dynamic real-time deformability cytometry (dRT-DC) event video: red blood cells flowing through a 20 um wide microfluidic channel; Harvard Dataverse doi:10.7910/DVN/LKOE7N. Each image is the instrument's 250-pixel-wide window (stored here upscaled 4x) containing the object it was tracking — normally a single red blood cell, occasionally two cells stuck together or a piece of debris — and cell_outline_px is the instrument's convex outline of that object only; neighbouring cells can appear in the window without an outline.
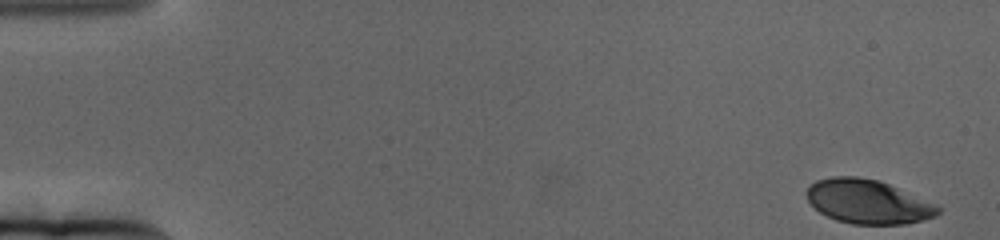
{"species": "human", "species_latin": "Homo sapiens", "temperature_condition": "cold", "stored_images_in_passage": 64, "camera_frame_rate_fps": 3000, "um_per_image_px": 0.085, "donor": {"sex": "female"}, "frame": {"image": 1, "passage_image": 1, "time_ms": 0.0, "image_size_px": [1000, 240], "cell_outline_px": [[944, 208], [936, 216], [904, 224], [852, 224], [836, 220], [820, 212], [808, 200], [804, 192], [816, 180], [832, 176], [856, 176], [876, 180], [888, 184], [940, 204]], "centroid_in_image_um": [73.82, 17.14], "position_along_channel_um": 11.2, "area_um2": 33.87}}
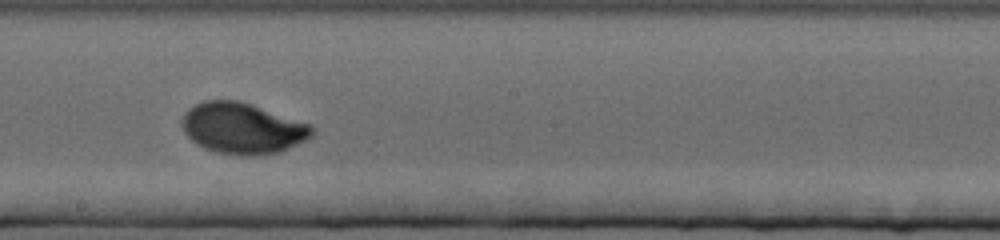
{"frame": {"image": 2, "passage_image": 36, "time_ms": 11.667, "image_size_px": [1000, 240], "cell_outline_px": [[316, 132], [312, 136], [280, 152], [256, 156], [236, 156], [216, 152], [204, 148], [196, 144], [184, 132], [180, 120], [184, 112], [188, 108], [204, 100], [236, 100], [252, 104], [308, 124]], "centroid_in_image_um": [20.56, 10.91], "position_along_channel_um": 227.6, "area_um2": 38.73}}
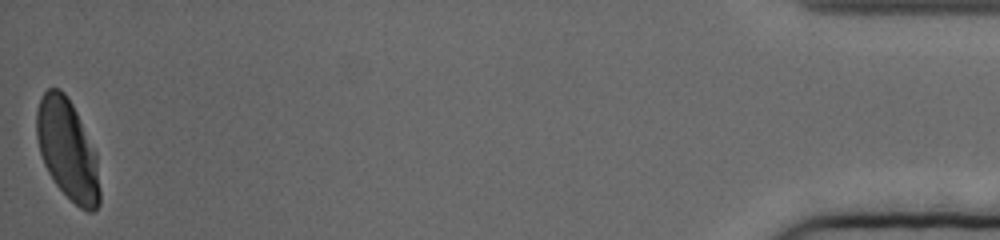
{"frame": {"image": 3, "passage_image": 64, "time_ms": 21.0, "image_size_px": [1000, 240], "cell_outline_px": [[100, 204], [92, 212], [88, 212], [80, 208], [56, 184], [48, 172], [44, 164], [40, 152], [36, 136], [36, 112], [40, 100], [44, 92], [48, 88], [60, 88], [64, 92], [72, 104], [96, 152], [100, 188]], "centroid_in_image_um": [5.74, 12.72], "position_along_channel_um": 429.5, "area_um2": 36.7}, "authors_computed_cell_mechanics": {"area_um2": 36.1828, "velocity_mm_per_s": 3.0982, "shape_relaxation_time_tau1_ms": 3.4188, "shape_relaxation_time_tau2_ms": null, "deformation_change_tau1": 0.1514, "deformation_change_tau2": null}}